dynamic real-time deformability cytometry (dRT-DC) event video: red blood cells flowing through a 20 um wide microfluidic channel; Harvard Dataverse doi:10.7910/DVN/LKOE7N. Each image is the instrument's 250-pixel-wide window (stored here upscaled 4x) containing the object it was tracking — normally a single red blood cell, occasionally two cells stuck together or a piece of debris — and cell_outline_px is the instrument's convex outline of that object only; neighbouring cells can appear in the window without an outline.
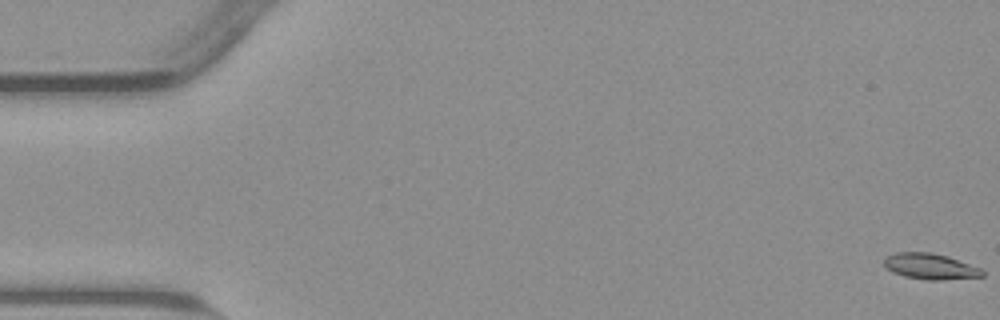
{"species": "common noctule bat (a hibernating species)", "species_latin": "Nyctalus noctula", "temperature_condition": "warm", "stored_images_in_passage": 55, "camera_frame_rate_fps": 3000, "um_per_image_px": 0.085, "animal": {"sex": "male", "body_mass_g": 23.1, "forearm_length_mm": 52.7}, "frame": {"image": 1, "passage_image": 1, "time_ms": 0.0, "image_size_px": [1000, 320], "cell_outline_px": [[984, 276], [940, 280], [928, 280], [904, 276], [892, 272], [884, 264], [884, 260], [888, 256], [896, 252], [932, 252], [948, 256], [980, 268], [984, 272]], "centroid_in_image_um": [79.08, 22.64], "position_along_channel_um": 5.9, "area_um2": 14.68}}
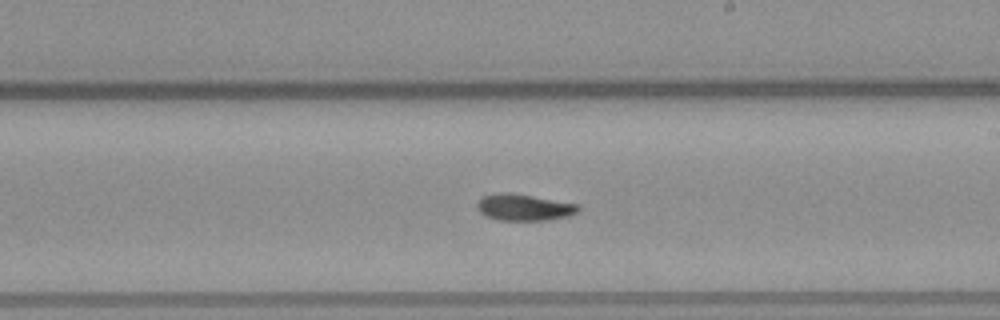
{"frame": {"image": 2, "passage_image": 32, "time_ms": 10.333, "image_size_px": [1000, 320], "cell_outline_px": [[580, 208], [576, 212], [568, 216], [548, 220], [500, 220], [488, 216], [480, 212], [476, 208], [476, 204], [484, 196], [504, 192], [508, 192], [580, 204]], "centroid_in_image_um": [44.56, 17.62], "position_along_channel_um": 244.4, "area_um2": 15.43}}
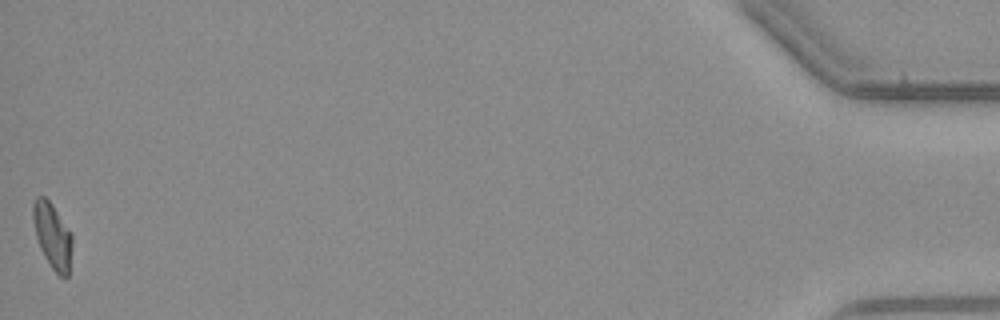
{"frame": {"image": 3, "passage_image": 55, "time_ms": 18.0, "image_size_px": [1000, 320], "cell_outline_px": [[72, 248], [68, 276], [60, 276], [52, 268], [44, 256], [40, 248], [36, 236], [32, 216], [32, 204], [36, 196], [44, 196], [52, 204], [72, 232]], "centroid_in_image_um": [4.46, 20.0], "position_along_channel_um": 430.7, "area_um2": 15.03}, "authors_computed_cell_mechanics": {"area_um2": 15.2592, "velocity_mm_per_s": 3.8184, "shape_relaxation_time_tau1_ms": 4.4182, "shape_relaxation_time_tau2_ms": 4.4393, "deformation_change_tau1": 0.1703, "deformation_change_tau2": 0.0966}}